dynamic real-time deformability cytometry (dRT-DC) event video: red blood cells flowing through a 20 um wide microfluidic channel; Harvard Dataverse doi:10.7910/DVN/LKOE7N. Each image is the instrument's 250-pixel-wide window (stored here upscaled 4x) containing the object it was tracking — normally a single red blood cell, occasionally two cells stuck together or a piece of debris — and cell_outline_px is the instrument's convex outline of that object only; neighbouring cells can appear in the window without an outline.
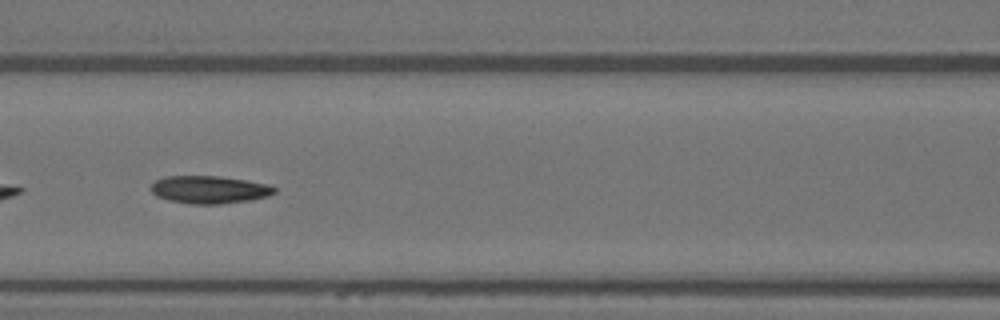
{"species": "Egyptian fruit bat (a non-hibernating species)", "species_latin": "Rousettus aegyptiacus", "temperature_condition": "warm", "stored_images_in_passage": 50, "camera_frame_rate_fps": 3000, "um_per_image_px": 0.085, "animal": {"sex": "female"}, "frame": {"image": 1, "passage_image": 22, "time_ms": 7.0, "image_size_px": [1000, 320], "cell_outline_px": [[276, 192], [268, 196], [248, 200], [220, 204], [188, 204], [168, 200], [156, 196], [152, 192], [152, 184], [156, 180], [168, 176], [220, 176], [268, 184], [276, 188]], "centroid_in_image_um": [17.79, 16.12], "position_along_channel_um": 148.8, "area_um2": 19.83}}
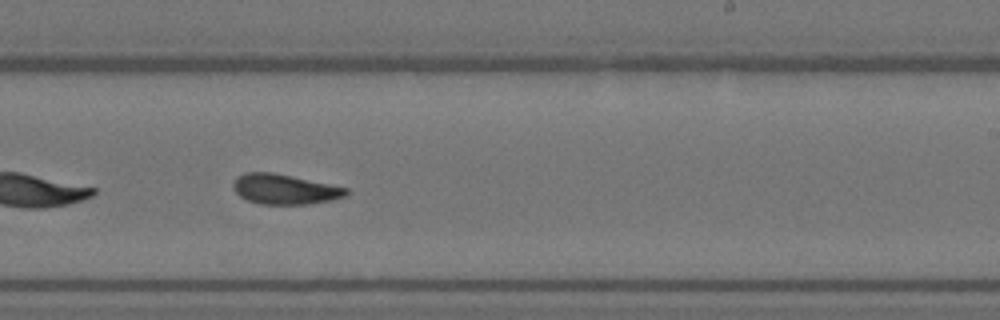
{"frame": {"image": 2, "passage_image": 31, "time_ms": 10.0, "image_size_px": [1000, 320], "cell_outline_px": [[348, 196], [308, 204], [260, 204], [248, 200], [240, 196], [232, 188], [232, 180], [236, 176], [244, 172], [272, 172], [292, 176], [348, 188]], "centroid_in_image_um": [24.14, 16.07], "position_along_channel_um": 264.9, "area_um2": 19.83}}
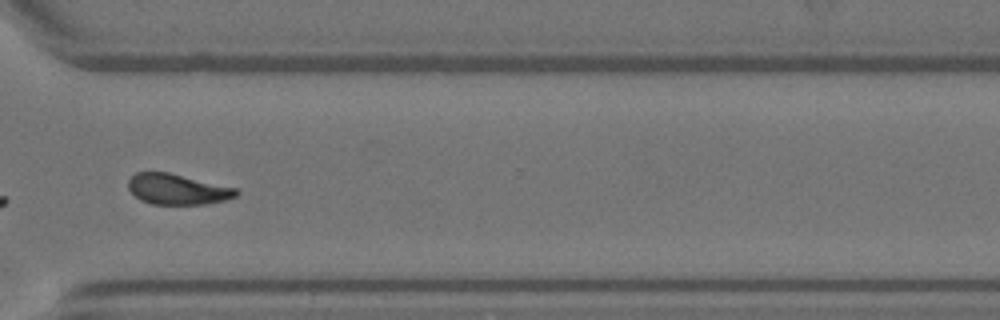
{"frame": {"image": 3, "passage_image": 38, "time_ms": 12.333, "image_size_px": [1000, 320], "cell_outline_px": [[240, 192], [236, 196], [224, 200], [204, 204], [152, 204], [140, 200], [128, 188], [128, 180], [136, 172], [168, 172], [236, 188]], "centroid_in_image_um": [15.06, 16.08], "position_along_channel_um": 355.5, "area_um2": 19.07}, "authors_computed_cell_mechanics": {"area_um2": 20.0855, "velocity_mm_per_s": 3.8837, "shape_relaxation_time_tau1_ms": 5.4096, "shape_relaxation_time_tau2_ms": 2.6897, "deformation_change_tau1": 0.1415, "deformation_change_tau2": 0.0901}}